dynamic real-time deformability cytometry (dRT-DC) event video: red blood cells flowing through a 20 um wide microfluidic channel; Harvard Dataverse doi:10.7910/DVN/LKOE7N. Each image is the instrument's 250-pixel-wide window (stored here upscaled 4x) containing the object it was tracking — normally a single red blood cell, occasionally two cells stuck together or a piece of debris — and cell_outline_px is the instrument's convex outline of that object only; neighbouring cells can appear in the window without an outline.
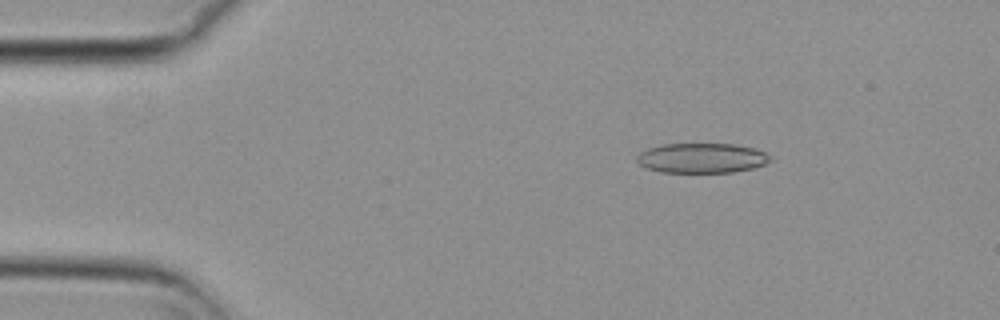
{"species": "common noctule bat (a hibernating species)", "species_latin": "Nyctalus noctula", "temperature_condition": "cold", "stored_images_in_passage": 49, "camera_frame_rate_fps": 3000, "um_per_image_px": 0.085, "animal": {"sex": "female", "body_mass_g": 29.2, "forearm_length_mm": 56.3}, "frame": {"image": 1, "passage_image": 2, "time_ms": 0.333, "image_size_px": [1000, 320], "cell_outline_px": [[776, 160], [752, 168], [732, 172], [660, 172], [644, 168], [636, 160], [636, 156], [640, 152], [648, 148], [660, 144], [736, 144], [756, 148], [768, 152]], "centroid_in_image_um": [59.69, 13.43], "position_along_channel_um": 25.3, "area_um2": 23.64}}
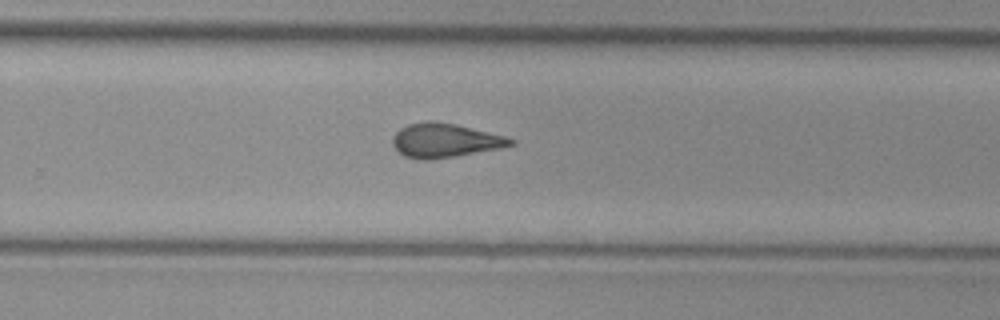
{"frame": {"image": 2, "passage_image": 29, "time_ms": 9.333, "image_size_px": [1000, 320], "cell_outline_px": [[516, 144], [500, 148], [456, 156], [432, 160], [420, 160], [404, 156], [392, 144], [392, 136], [400, 128], [408, 124], [424, 120], [436, 120], [456, 124], [504, 136], [516, 140]], "centroid_in_image_um": [37.79, 11.93], "position_along_channel_um": 292.0, "area_um2": 23.64}}
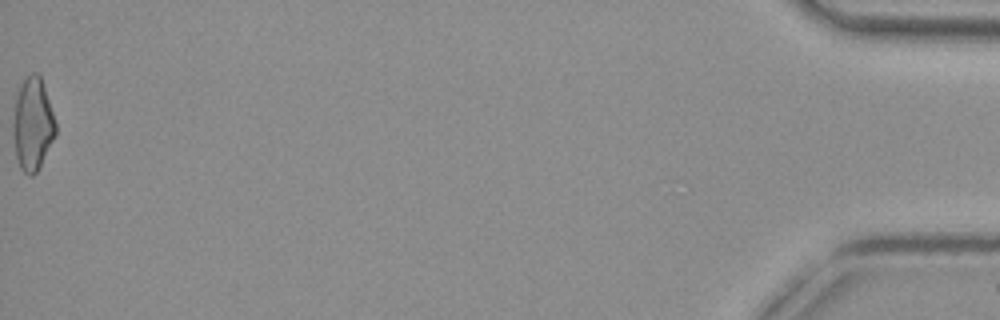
{"frame": {"image": 3, "passage_image": 49, "time_ms": 16.0, "image_size_px": [1000, 320], "cell_outline_px": [[56, 136], [36, 172], [32, 176], [28, 176], [20, 168], [16, 156], [12, 136], [12, 120], [16, 96], [20, 84], [24, 76], [32, 72], [36, 72], [40, 76], [56, 124]], "centroid_in_image_um": [2.74, 10.55], "position_along_channel_um": 432.5, "area_um2": 23.12}, "authors_computed_cell_mechanics": {"area_um2": 23.12, "velocity_mm_per_s": 3.7178, "shape_relaxation_time_tau1_ms": null, "shape_relaxation_time_tau2_ms": 2.3689, "deformation_change_tau1": null, "deformation_change_tau2": 0.1125}}